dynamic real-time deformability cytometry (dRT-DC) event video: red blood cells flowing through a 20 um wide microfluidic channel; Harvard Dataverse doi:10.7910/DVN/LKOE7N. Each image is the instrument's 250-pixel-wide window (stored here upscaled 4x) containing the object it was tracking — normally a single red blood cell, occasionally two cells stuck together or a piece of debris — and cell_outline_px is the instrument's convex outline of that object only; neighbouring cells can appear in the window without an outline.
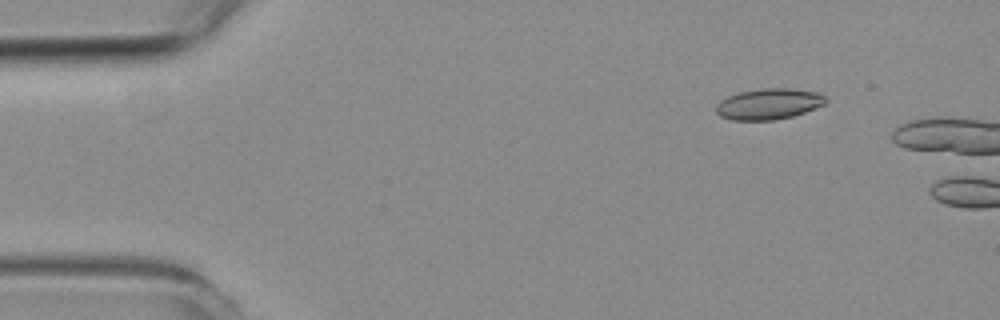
{"species": "common noctule bat (a hibernating species)", "species_latin": "Nyctalus noctula", "temperature_condition": "room temperature", "stored_images_in_passage": 4, "camera_frame_rate_fps": 3000, "um_per_image_px": 0.085, "animal": {"sex": "female", "body_mass_g": 19.3, "forearm_length_mm": 54.1}, "frame": {"image": 1, "passage_image": 2, "time_ms": 0.333, "image_size_px": [1000, 320], "cell_outline_px": [[828, 100], [824, 104], [804, 112], [792, 116], [776, 120], [732, 120], [720, 116], [716, 112], [716, 104], [720, 100], [728, 96], [740, 92], [760, 88], [788, 88], [816, 92], [824, 96]], "centroid_in_image_um": [65.31, 8.84], "position_along_channel_um": 19.7, "area_um2": 19.71}}